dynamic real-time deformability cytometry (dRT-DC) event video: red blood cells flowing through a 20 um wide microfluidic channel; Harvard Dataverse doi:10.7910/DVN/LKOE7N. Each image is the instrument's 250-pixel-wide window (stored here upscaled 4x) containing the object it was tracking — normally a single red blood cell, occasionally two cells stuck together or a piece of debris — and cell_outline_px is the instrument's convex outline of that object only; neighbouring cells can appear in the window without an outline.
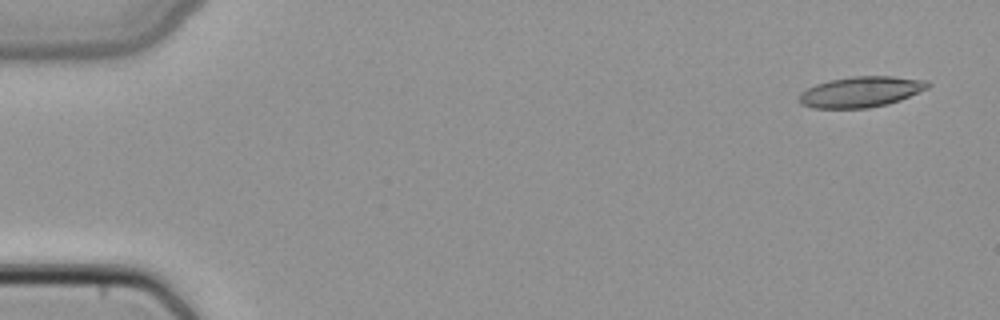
{"species": "common noctule bat (a hibernating species)", "species_latin": "Nyctalus noctula", "temperature_condition": "cold", "stored_images_in_passage": 5, "camera_frame_rate_fps": 3000, "um_per_image_px": 0.085, "animal": {"sex": "female", "body_mass_g": 22.7, "forearm_length_mm": 54.2}, "frame": {"image": 1, "passage_image": 1, "time_ms": 0.0, "image_size_px": [1000, 320], "cell_outline_px": [[932, 84], [928, 88], [900, 100], [888, 104], [868, 108], [812, 108], [800, 104], [800, 92], [816, 84], [828, 80], [852, 76], [892, 76], [928, 80]], "centroid_in_image_um": [73.2, 7.8], "position_along_channel_um": 11.8, "area_um2": 23.12}}
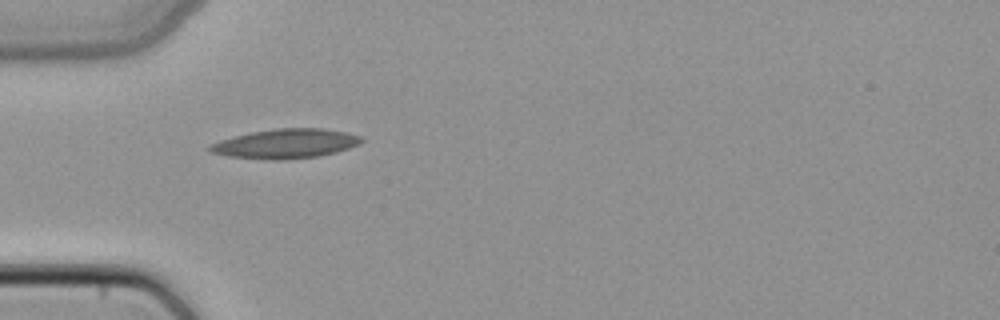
{"frame": {"image": 2, "passage_image": 4, "time_ms": 1.0, "image_size_px": [1000, 320], "cell_outline_px": [[364, 140], [360, 144], [336, 152], [320, 156], [284, 160], [272, 160], [228, 156], [212, 152], [208, 148], [212, 144], [220, 140], [252, 132], [276, 128], [324, 128], [344, 132], [360, 136]], "centroid_in_image_um": [24.32, 12.21], "position_along_channel_um": 60.7, "area_um2": 25.84}}
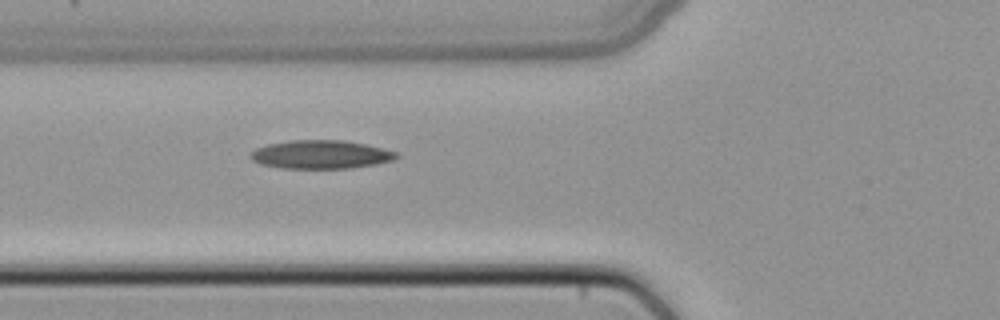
{"frame": {"image": 3, "passage_image": 5, "time_ms": 1.333, "image_size_px": [1000, 320], "cell_outline_px": [[400, 156], [392, 160], [376, 164], [352, 168], [280, 168], [260, 164], [252, 160], [248, 156], [256, 148], [268, 144], [292, 140], [344, 140], [364, 144], [400, 152]], "centroid_in_image_um": [27.28, 13.13], "position_along_channel_um": 98.5, "area_um2": 24.28}}